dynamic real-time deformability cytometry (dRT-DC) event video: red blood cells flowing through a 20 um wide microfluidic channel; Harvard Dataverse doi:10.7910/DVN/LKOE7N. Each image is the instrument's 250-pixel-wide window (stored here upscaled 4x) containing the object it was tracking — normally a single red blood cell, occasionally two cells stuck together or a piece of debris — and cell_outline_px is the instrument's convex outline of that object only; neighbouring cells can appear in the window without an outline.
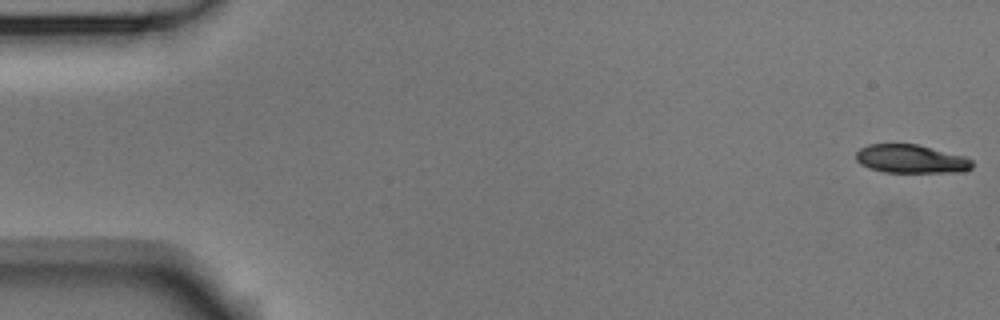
{"species": "Egyptian fruit bat (a non-hibernating species)", "species_latin": "Rousettus aegyptiacus", "temperature_condition": "room temperature", "stored_images_in_passage": 7, "camera_frame_rate_fps": 3000, "um_per_image_px": 0.085, "animal": {"sex": "male"}, "frame": {"image": 1, "passage_image": 1, "time_ms": 0.0, "image_size_px": [1000, 320], "cell_outline_px": [[972, 168], [960, 172], [884, 172], [868, 168], [860, 164], [856, 160], [856, 152], [860, 148], [868, 144], [916, 144], [964, 156], [972, 160]], "centroid_in_image_um": [77.4, 13.51], "position_along_channel_um": 7.6, "area_um2": 19.25}}
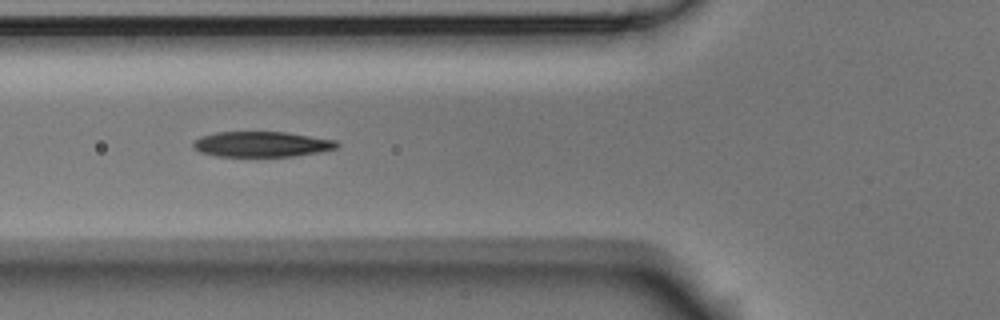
{"frame": {"image": 2, "passage_image": 6, "time_ms": 1.667, "image_size_px": [1000, 320], "cell_outline_px": [[340, 144], [336, 148], [320, 152], [292, 156], [216, 156], [200, 152], [192, 144], [200, 136], [216, 132], [284, 132], [336, 140]], "centroid_in_image_um": [22.25, 12.25], "position_along_channel_um": 103.5, "area_um2": 21.1}}
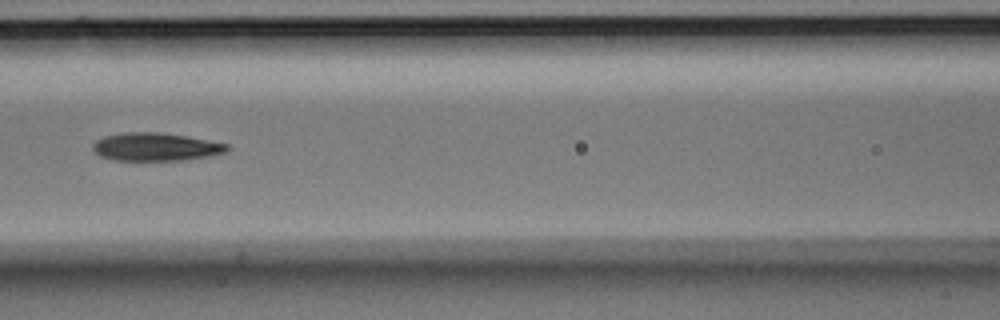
{"frame": {"image": 3, "passage_image": 7, "time_ms": 2.0, "image_size_px": [1000, 320], "cell_outline_px": [[228, 148], [224, 152], [208, 156], [184, 160], [116, 160], [100, 156], [92, 148], [92, 144], [96, 140], [104, 136], [124, 132], [156, 132], [184, 136], [228, 144]], "centroid_in_image_um": [13.18, 12.48], "position_along_channel_um": 153.4, "area_um2": 21.62}}